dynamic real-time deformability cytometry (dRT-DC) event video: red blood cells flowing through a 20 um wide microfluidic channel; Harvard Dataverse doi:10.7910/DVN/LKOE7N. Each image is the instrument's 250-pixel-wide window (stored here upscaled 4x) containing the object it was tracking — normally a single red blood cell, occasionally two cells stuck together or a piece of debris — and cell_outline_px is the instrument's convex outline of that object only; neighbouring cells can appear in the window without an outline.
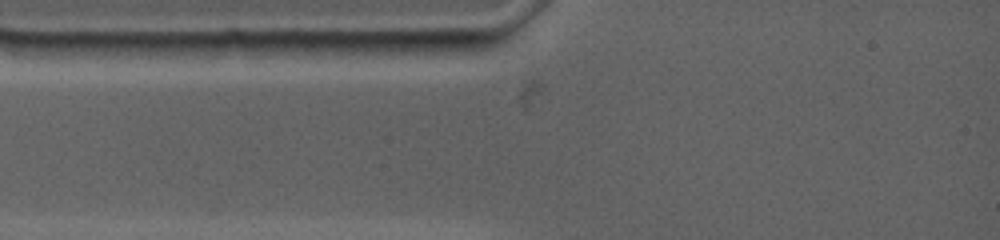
{"species": "common noctule bat (a hibernating species)", "species_latin": "Nyctalus noctula", "temperature_condition": "warm", "stored_images_in_passage": 1, "camera_frame_rate_fps": 4500, "um_per_image_px": 0.085, "animal": {"sex": "female", "body_mass_g": 19.0, "forearm_length_mm": 53.3}, "frame": {"image": 1, "passage_image": 1, "time_ms": 0.0, "image_size_px": [1000, 240], "cell_outline_px": [[244, 44], [232, 56], [200, 60], [156, 60], [128, 44], [224, 40], [240, 40]], "centroid_in_image_um": [16.15, 4.23], "position_along_channel_um": 68.9, "area_um2": 12.37}}